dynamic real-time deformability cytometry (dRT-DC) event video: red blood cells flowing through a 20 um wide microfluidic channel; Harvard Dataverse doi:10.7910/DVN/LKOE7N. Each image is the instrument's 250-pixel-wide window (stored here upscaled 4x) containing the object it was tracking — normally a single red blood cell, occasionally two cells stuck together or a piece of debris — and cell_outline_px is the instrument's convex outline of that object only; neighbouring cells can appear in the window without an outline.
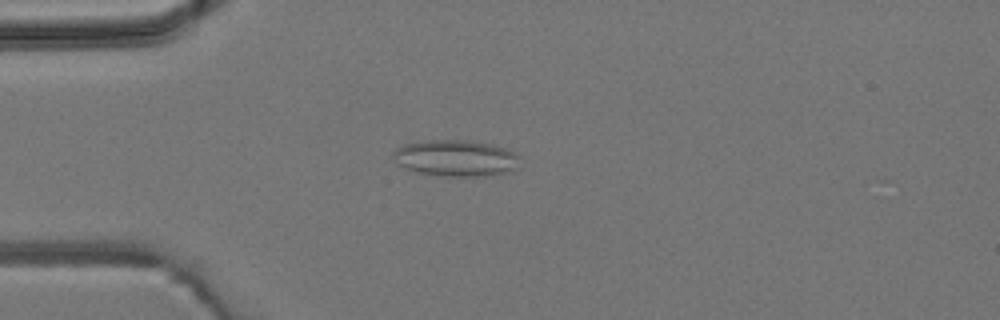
{"species": "common noctule bat (a hibernating species)", "species_latin": "Nyctalus noctula", "temperature_condition": "room temperature", "stored_images_in_passage": 3, "camera_frame_rate_fps": 3000, "um_per_image_px": 0.085, "animal": {"sex": "male", "body_mass_g": 19.2, "forearm_length_mm": 51.8}, "frame": {"image": 1, "passage_image": 3, "time_ms": 3.333, "image_size_px": [1000, 320], "cell_outline_px": [[520, 168], [512, 172], [484, 176], [440, 176], [416, 172], [404, 168], [396, 164], [392, 156], [392, 152], [396, 148], [404, 144], [424, 140], [472, 140], [492, 144], [504, 148], [520, 156]], "centroid_in_image_um": [38.75, 13.45], "position_along_channel_um": 46.2, "area_um2": 27.51}}